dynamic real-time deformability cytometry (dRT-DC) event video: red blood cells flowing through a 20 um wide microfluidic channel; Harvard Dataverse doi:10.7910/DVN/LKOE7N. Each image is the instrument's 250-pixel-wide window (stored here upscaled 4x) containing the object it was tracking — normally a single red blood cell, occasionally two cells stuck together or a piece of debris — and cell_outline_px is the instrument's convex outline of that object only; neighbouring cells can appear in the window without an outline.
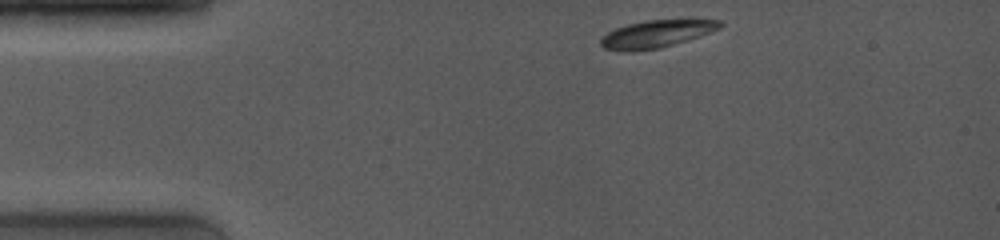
{"species": "common noctule bat (a hibernating species)", "species_latin": "Nyctalus noctula", "temperature_condition": "room temperature", "stored_images_in_passage": 44, "camera_frame_rate_fps": 4000, "um_per_image_px": 0.085, "animal": {"sex": "female", "body_mass_g": 19.0, "forearm_length_mm": 53.3}, "frame": {"image": 1, "passage_image": 1, "time_ms": 0.0, "image_size_px": [1000, 240], "cell_outline_px": [[724, 24], [720, 28], [700, 36], [660, 48], [628, 52], [624, 52], [604, 48], [600, 44], [600, 40], [608, 32], [616, 28], [628, 24], [648, 20], [696, 16], [720, 20]], "centroid_in_image_um": [55.92, 2.82], "position_along_channel_um": 29.1, "area_um2": 19.88}}
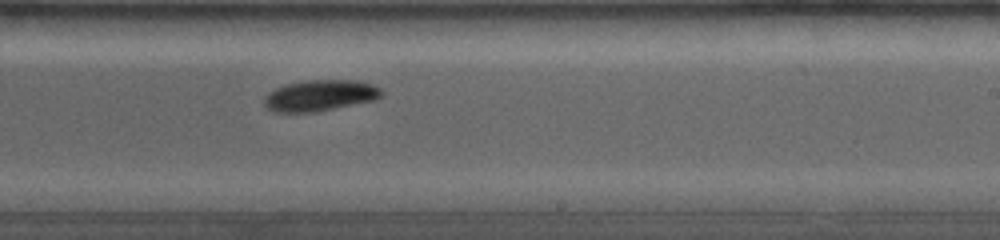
{"frame": {"image": 2, "passage_image": 31, "time_ms": 7.25, "image_size_px": [1000, 240], "cell_outline_px": [[384, 92], [376, 100], [312, 112], [276, 112], [268, 108], [264, 104], [264, 96], [268, 92], [276, 88], [288, 84], [308, 80], [356, 80], [372, 84], [380, 88]], "centroid_in_image_um": [27.21, 8.11], "position_along_channel_um": 261.8, "area_um2": 21.1}}
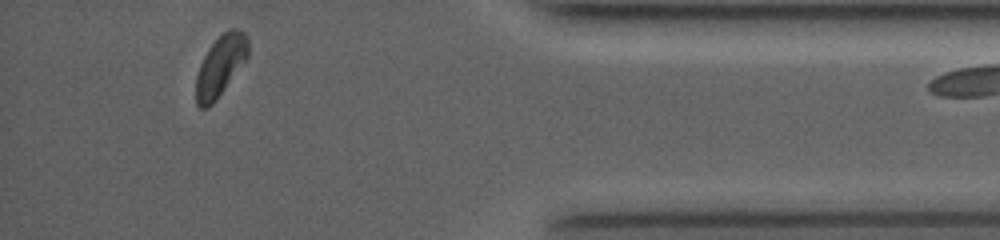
{"frame": {"image": 3, "passage_image": 43, "time_ms": 11.75, "image_size_px": [1000, 240], "cell_outline_px": [[248, 56], [216, 100], [208, 108], [200, 108], [196, 104], [196, 76], [200, 64], [208, 48], [228, 28], [236, 28], [244, 32], [248, 36]], "centroid_in_image_um": [18.73, 5.58], "position_along_channel_um": 416.5, "area_um2": 18.26}}